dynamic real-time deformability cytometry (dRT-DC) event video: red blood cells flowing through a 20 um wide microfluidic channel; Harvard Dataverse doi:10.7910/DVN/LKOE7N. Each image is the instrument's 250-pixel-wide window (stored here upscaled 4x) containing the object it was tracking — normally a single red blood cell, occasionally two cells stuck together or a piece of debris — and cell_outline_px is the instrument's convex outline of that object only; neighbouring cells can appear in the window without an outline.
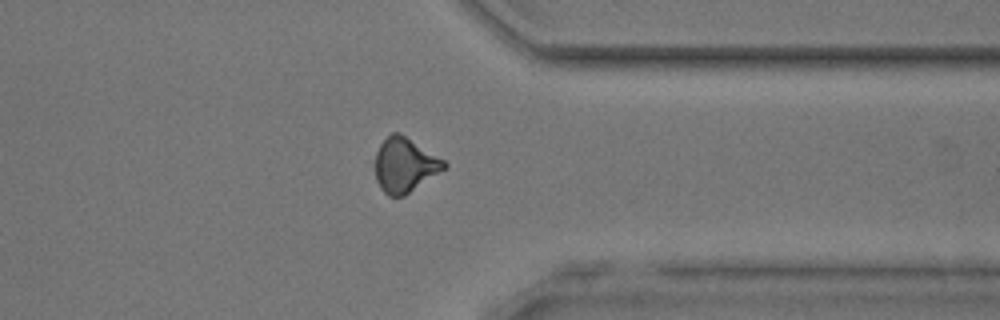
{"species": "common noctule bat (a hibernating species)", "species_latin": "Nyctalus noctula", "temperature_condition": "room temperature", "stored_images_in_passage": 40, "camera_frame_rate_fps": 3000, "um_per_image_px": 0.085, "animal": {"sex": "male", "body_mass_g": 17.9, "forearm_length_mm": 54.2}, "frame": {"image": 1, "passage_image": 30, "time_ms": 9.667, "image_size_px": [1000, 320], "cell_outline_px": [[448, 168], [404, 196], [388, 196], [380, 188], [376, 180], [376, 152], [380, 144], [392, 132], [400, 132], [444, 160], [448, 164]], "centroid_in_image_um": [34.43, 14.04], "position_along_channel_um": 377.0, "area_um2": 21.96}}
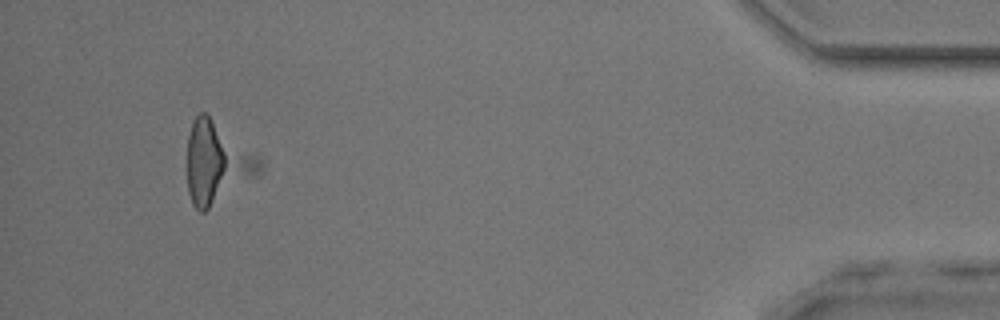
{"frame": {"image": 2, "passage_image": 37, "time_ms": 12.0, "image_size_px": [1000, 320], "cell_outline_px": [[264, 164], [256, 176], [204, 212], [200, 212], [192, 204], [188, 192], [188, 136], [192, 120], [200, 112], [204, 112], [260, 156], [264, 160]], "centroid_in_image_um": [18.45, 13.83], "position_along_channel_um": 416.8, "area_um2": 34.16}}